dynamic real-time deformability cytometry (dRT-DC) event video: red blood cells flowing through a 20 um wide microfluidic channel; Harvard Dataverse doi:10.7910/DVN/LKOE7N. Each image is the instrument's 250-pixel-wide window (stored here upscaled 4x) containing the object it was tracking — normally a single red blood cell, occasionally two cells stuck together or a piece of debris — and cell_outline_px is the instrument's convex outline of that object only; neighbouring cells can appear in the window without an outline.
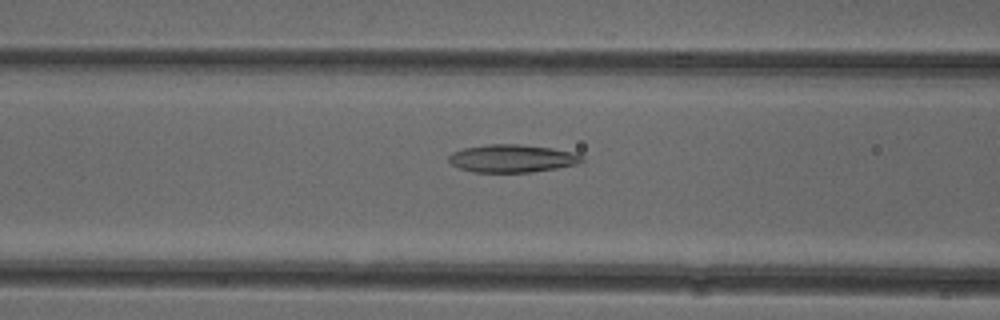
{"species": "common noctule bat (a hibernating species)", "species_latin": "Nyctalus noctula", "temperature_condition": "cold", "stored_images_in_passage": 39, "camera_frame_rate_fps": 3000, "um_per_image_px": 0.085, "animal": {"sex": "female"}, "frame": {"image": 1, "passage_image": 11, "time_ms": 3.333, "image_size_px": [1000, 320], "cell_outline_px": [[584, 160], [576, 164], [556, 168], [532, 172], [472, 172], [460, 168], [452, 164], [448, 160], [448, 156], [452, 152], [464, 148], [488, 144], [516, 144], [552, 148], [576, 152], [584, 156]], "centroid_in_image_um": [43.55, 13.46], "position_along_channel_um": 123.1, "area_um2": 21.62}}
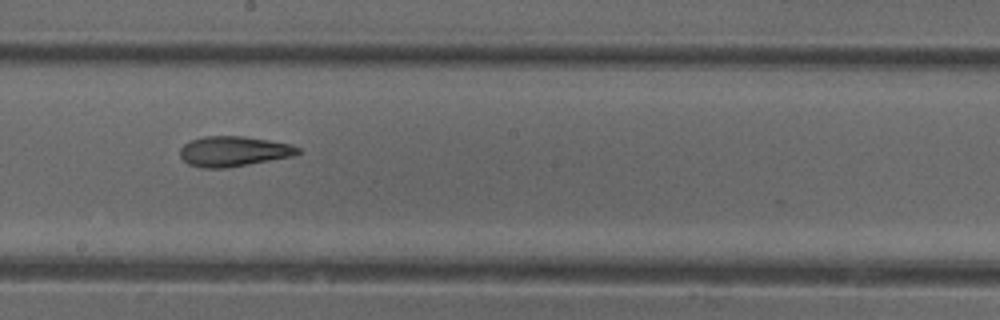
{"frame": {"image": 2, "passage_image": 19, "time_ms": 6.0, "image_size_px": [1000, 320], "cell_outline_px": [[300, 152], [292, 156], [228, 168], [200, 168], [188, 164], [180, 156], [180, 148], [184, 144], [192, 140], [204, 136], [244, 136], [268, 140], [288, 144], [300, 148]], "centroid_in_image_um": [19.82, 12.87], "position_along_channel_um": 228.4, "area_um2": 20.63}}
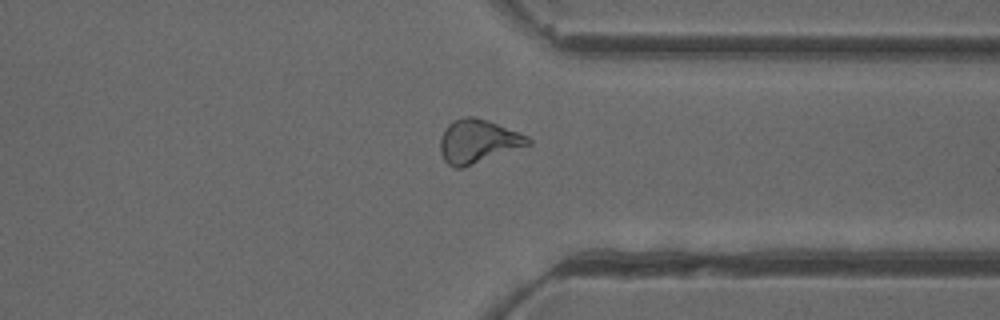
{"frame": {"image": 3, "passage_image": 30, "time_ms": 9.667, "image_size_px": [1000, 320], "cell_outline_px": [[532, 144], [464, 168], [456, 168], [448, 164], [444, 160], [440, 152], [440, 136], [448, 124], [464, 116], [472, 116], [488, 120], [528, 136], [532, 140]], "centroid_in_image_um": [40.63, 12.02], "position_along_channel_um": 370.8, "area_um2": 22.43}, "authors_computed_cell_mechanics": {"area_um2": 21.4438, "velocity_mm_per_s": 3.9427, "shape_relaxation_time_tau1_ms": null, "shape_relaxation_time_tau2_ms": 4.1217, "deformation_change_tau1": null, "deformation_change_tau2": 0.1336}}